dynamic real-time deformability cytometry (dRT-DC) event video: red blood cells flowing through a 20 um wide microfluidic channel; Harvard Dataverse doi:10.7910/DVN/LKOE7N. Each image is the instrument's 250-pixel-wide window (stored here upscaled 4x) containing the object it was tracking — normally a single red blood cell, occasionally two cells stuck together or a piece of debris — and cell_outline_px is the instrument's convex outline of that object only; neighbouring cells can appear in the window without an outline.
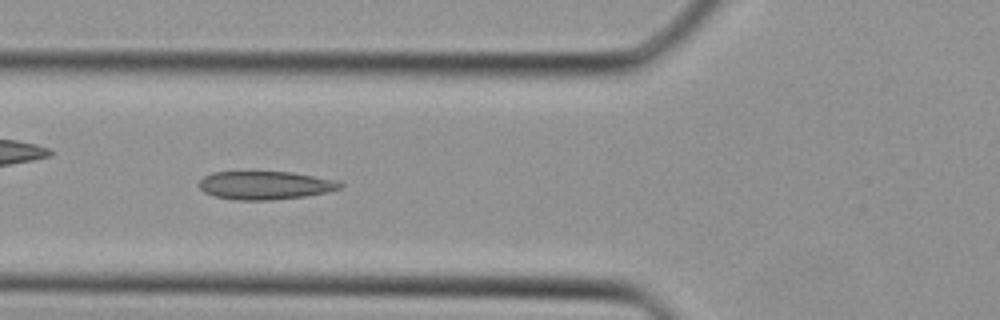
{"species": "Egyptian fruit bat (a non-hibernating species)", "species_latin": "Rousettus aegyptiacus", "temperature_condition": "cold", "stored_images_in_passage": 27, "camera_frame_rate_fps": 3000, "um_per_image_px": 0.085, "animal": {"sex": "female"}, "frame": {"image": 1, "passage_image": 3, "time_ms": 0.667, "image_size_px": [1000, 320], "cell_outline_px": [[344, 184], [340, 188], [328, 192], [304, 196], [272, 200], [236, 200], [216, 196], [204, 192], [200, 188], [200, 180], [204, 176], [212, 172], [252, 168], [292, 172], [340, 180]], "centroid_in_image_um": [22.54, 15.69], "position_along_channel_um": 103.3, "area_um2": 24.45}}
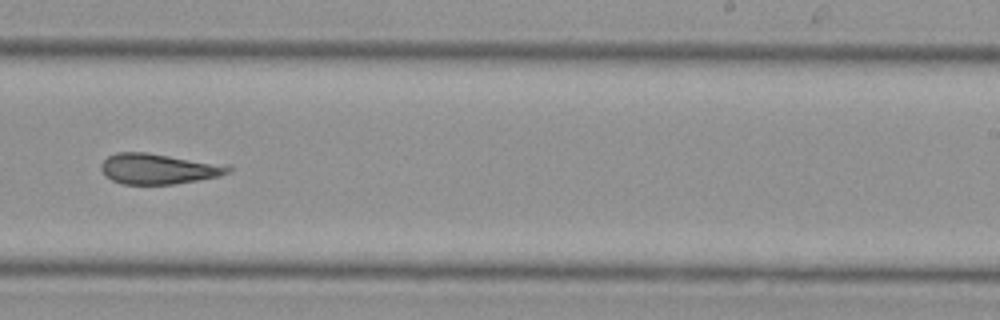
{"frame": {"image": 2, "passage_image": 13, "time_ms": 4.0, "image_size_px": [1000, 320], "cell_outline_px": [[232, 168], [228, 172], [220, 176], [172, 184], [124, 184], [112, 180], [100, 168], [100, 164], [108, 156], [116, 152], [144, 152], [228, 164]], "centroid_in_image_um": [13.49, 14.33], "position_along_channel_um": 275.5, "area_um2": 22.48}}
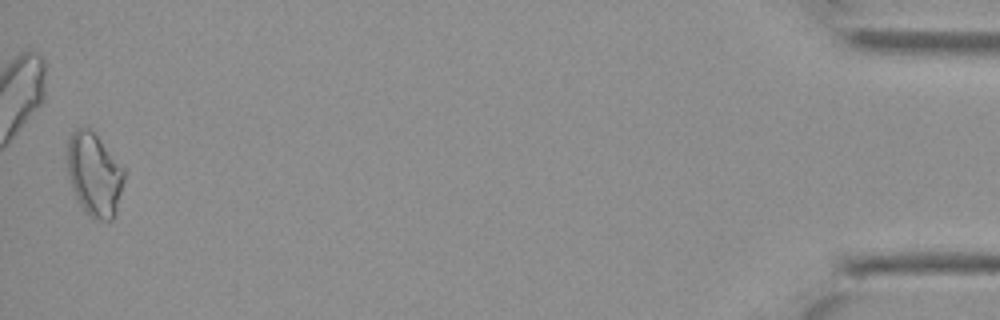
{"frame": {"image": 3, "passage_image": 27, "time_ms": 8.667, "image_size_px": [1000, 320], "cell_outline_px": [[124, 180], [116, 216], [112, 220], [96, 220], [88, 216], [84, 212], [76, 196], [68, 172], [68, 140], [72, 132], [76, 128], [88, 128], [96, 136], [124, 168]], "centroid_in_image_um": [8.04, 14.89], "position_along_channel_um": 427.2, "area_um2": 27.22}}